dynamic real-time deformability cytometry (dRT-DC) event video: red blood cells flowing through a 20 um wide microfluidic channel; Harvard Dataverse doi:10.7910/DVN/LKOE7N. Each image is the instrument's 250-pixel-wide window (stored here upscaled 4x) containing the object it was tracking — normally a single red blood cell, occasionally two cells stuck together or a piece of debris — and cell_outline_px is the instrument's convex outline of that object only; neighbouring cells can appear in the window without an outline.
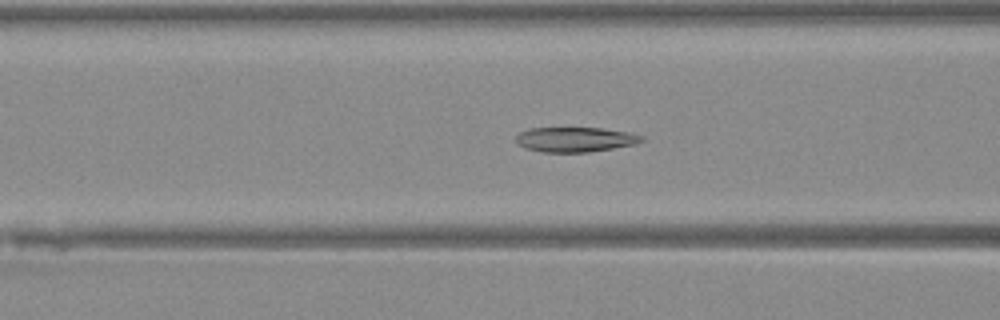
{"species": "Egyptian fruit bat (a non-hibernating species)", "species_latin": "Rousettus aegyptiacus", "temperature_condition": "warm", "stored_images_in_passage": 50, "camera_frame_rate_fps": 3000, "um_per_image_px": 0.085, "animal": {"sex": "female"}, "frame": {"image": 1, "passage_image": 20, "time_ms": 6.333, "image_size_px": [1000, 320], "cell_outline_px": [[644, 140], [636, 144], [588, 152], [540, 152], [524, 148], [516, 144], [516, 136], [520, 132], [532, 128], [600, 128], [628, 132], [644, 136]], "centroid_in_image_um": [48.87, 11.86], "position_along_channel_um": 117.7, "area_um2": 18.21}}
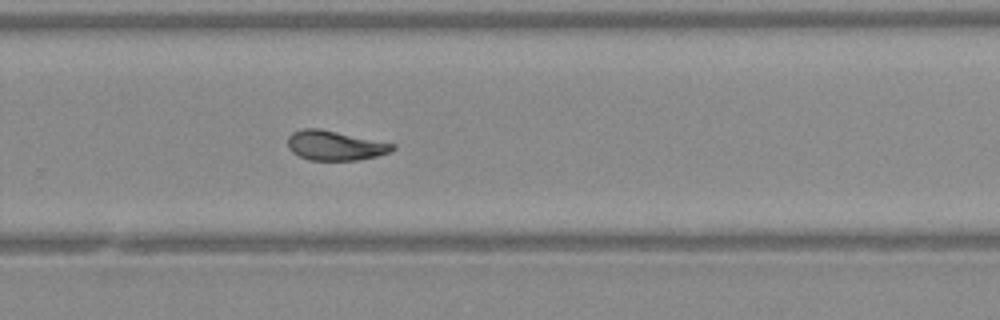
{"frame": {"image": 2, "passage_image": 33, "time_ms": 10.667, "image_size_px": [1000, 320], "cell_outline_px": [[396, 148], [392, 152], [376, 156], [356, 160], [308, 160], [292, 152], [288, 148], [288, 136], [292, 132], [300, 128], [320, 128], [396, 144]], "centroid_in_image_um": [28.47, 12.36], "position_along_channel_um": 301.3, "area_um2": 18.26}}
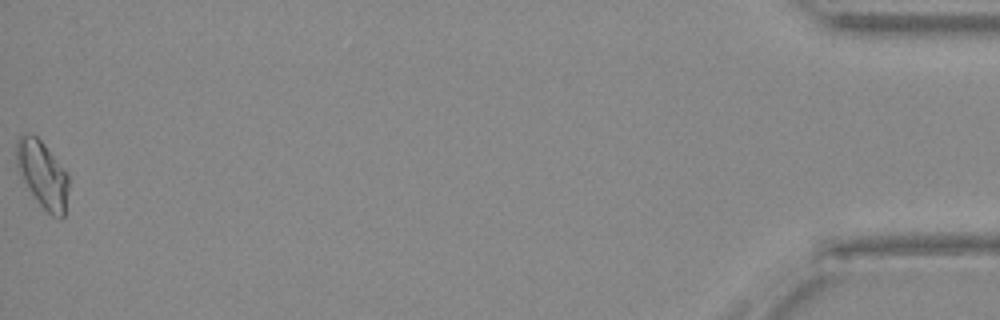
{"frame": {"image": 3, "passage_image": 49, "time_ms": 16.0, "image_size_px": [1000, 320], "cell_outline_px": [[68, 188], [64, 216], [60, 220], [52, 216], [40, 204], [24, 180], [16, 164], [16, 140], [20, 136], [28, 132], [36, 136], [44, 144], [68, 176]], "centroid_in_image_um": [3.61, 14.82], "position_along_channel_um": 431.6, "area_um2": 19.77}}